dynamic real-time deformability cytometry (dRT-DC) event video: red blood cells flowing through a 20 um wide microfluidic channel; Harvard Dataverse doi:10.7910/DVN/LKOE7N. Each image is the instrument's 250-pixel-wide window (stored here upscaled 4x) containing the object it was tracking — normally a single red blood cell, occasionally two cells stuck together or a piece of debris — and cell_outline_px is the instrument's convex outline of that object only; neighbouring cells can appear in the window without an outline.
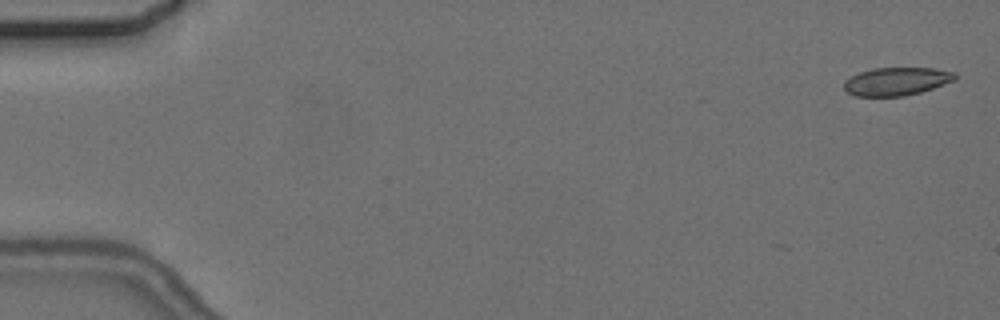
{"species": "common noctule bat (a hibernating species)", "species_latin": "Nyctalus noctula", "temperature_condition": "cold", "stored_images_in_passage": 5, "camera_frame_rate_fps": 3000, "um_per_image_px": 0.085, "animal": {"sex": "female", "body_mass_g": 24.6, "forearm_length_mm": 56.2}, "frame": {"image": 1, "passage_image": 1, "time_ms": 0.0, "image_size_px": [1000, 320], "cell_outline_px": [[956, 80], [920, 92], [904, 96], [856, 96], [848, 92], [844, 88], [844, 80], [860, 72], [872, 68], [932, 68], [956, 72]], "centroid_in_image_um": [76.21, 6.91], "position_along_channel_um": 8.8, "area_um2": 18.09}}
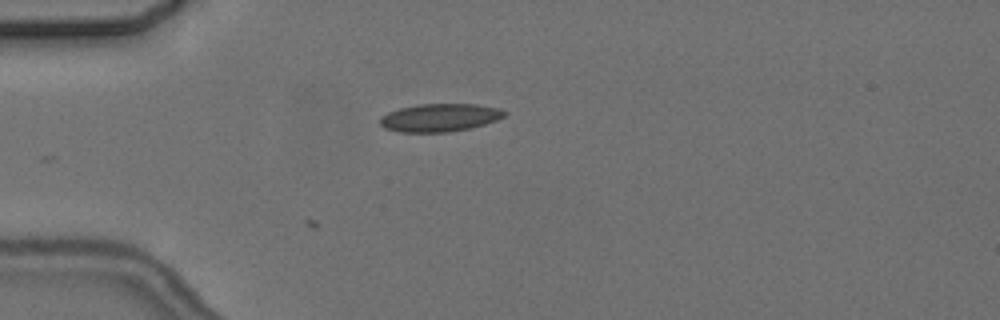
{"frame": {"image": 2, "passage_image": 5, "time_ms": 4.667, "image_size_px": [1000, 320], "cell_outline_px": [[508, 112], [504, 116], [496, 120], [484, 124], [468, 128], [448, 132], [400, 132], [384, 128], [380, 124], [380, 116], [388, 112], [400, 108], [420, 104], [476, 104], [500, 108]], "centroid_in_image_um": [37.37, 9.99], "position_along_channel_um": 47.6, "area_um2": 20.23}}